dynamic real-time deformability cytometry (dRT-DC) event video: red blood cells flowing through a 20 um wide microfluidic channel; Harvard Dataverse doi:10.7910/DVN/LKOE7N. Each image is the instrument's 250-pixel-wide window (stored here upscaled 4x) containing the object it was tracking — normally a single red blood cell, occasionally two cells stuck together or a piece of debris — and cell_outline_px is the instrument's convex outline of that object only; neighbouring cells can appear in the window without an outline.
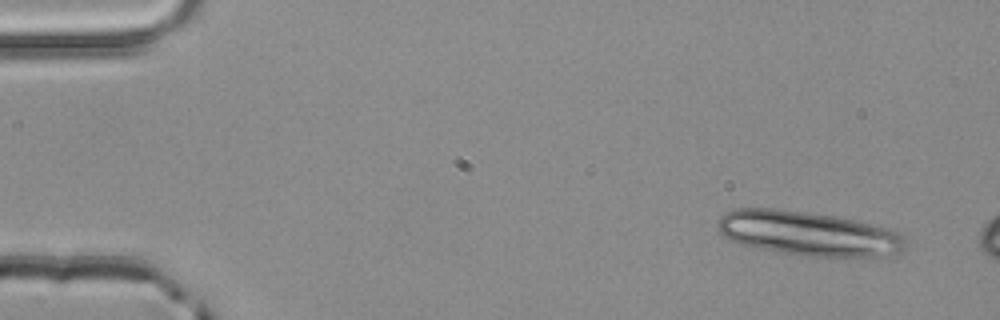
{"species": "common noctule bat (a hibernating species)", "species_latin": "Nyctalus noctula", "temperature_condition": "room temperature", "stored_images_in_passage": 3, "camera_frame_rate_fps": 3000, "um_per_image_px": 0.085, "animal": {"sex": "male", "body_mass_g": 20.4}, "frame": {"image": 1, "passage_image": 1, "time_ms": 0.0, "image_size_px": [1000, 320], "cell_outline_px": [[908, 240], [904, 252], [884, 256], [808, 256], [780, 252], [744, 244], [732, 240], [724, 236], [720, 232], [716, 224], [720, 216], [736, 208], [776, 208], [808, 212], [836, 216], [888, 228], [900, 232]], "centroid_in_image_um": [68.77, 19.83], "position_along_channel_um": 16.2, "area_um2": 48.55}}